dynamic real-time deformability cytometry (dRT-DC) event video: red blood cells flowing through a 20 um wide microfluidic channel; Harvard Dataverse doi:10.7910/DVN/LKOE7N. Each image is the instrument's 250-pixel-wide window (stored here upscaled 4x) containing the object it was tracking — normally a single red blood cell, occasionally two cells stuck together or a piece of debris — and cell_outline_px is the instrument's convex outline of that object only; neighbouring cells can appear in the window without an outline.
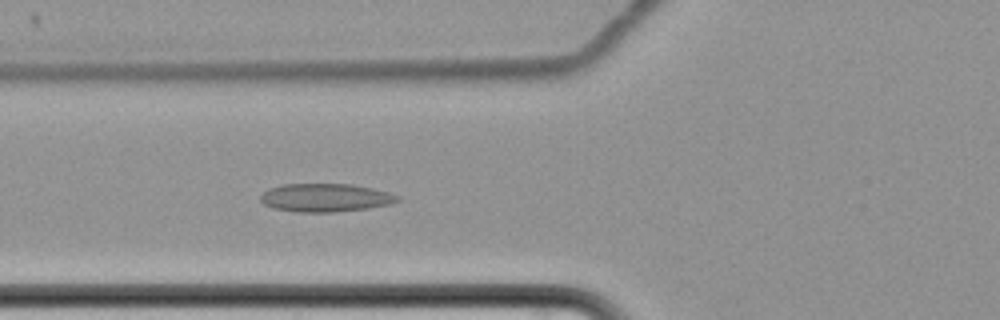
{"species": "common noctule bat (a hibernating species)", "species_latin": "Nyctalus noctula", "temperature_condition": "cold", "stored_images_in_passage": 49, "camera_frame_rate_fps": 3000, "um_per_image_px": 0.085, "animal": {"sex": "female", "body_mass_g": 22.7, "forearm_length_mm": 54.2}, "frame": {"image": 1, "passage_image": 12, "time_ms": 3.667, "image_size_px": [1000, 320], "cell_outline_px": [[400, 200], [392, 204], [368, 208], [336, 212], [296, 212], [272, 208], [264, 204], [260, 200], [260, 196], [268, 188], [284, 184], [352, 184], [372, 188], [388, 192], [400, 196]], "centroid_in_image_um": [27.66, 16.8], "position_along_channel_um": 98.1, "area_um2": 22.72}}
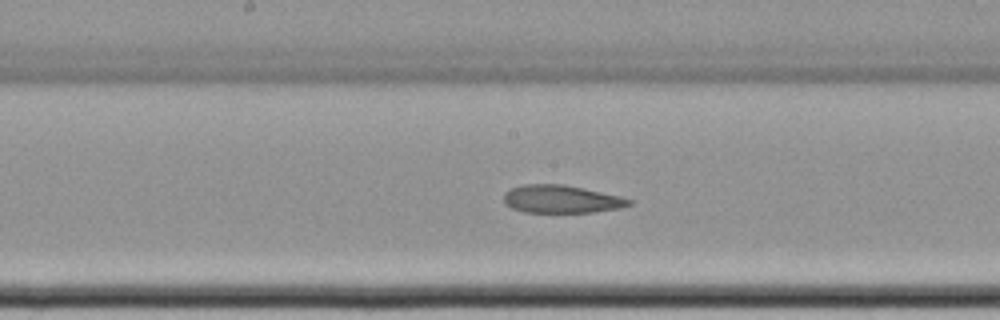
{"frame": {"image": 2, "passage_image": 21, "time_ms": 6.667, "image_size_px": [1000, 320], "cell_outline_px": [[632, 204], [620, 208], [596, 212], [524, 212], [512, 208], [504, 204], [504, 192], [512, 188], [524, 184], [564, 184], [584, 188], [620, 196], [632, 200]], "centroid_in_image_um": [47.71, 16.92], "position_along_channel_um": 200.5, "area_um2": 20.4}}
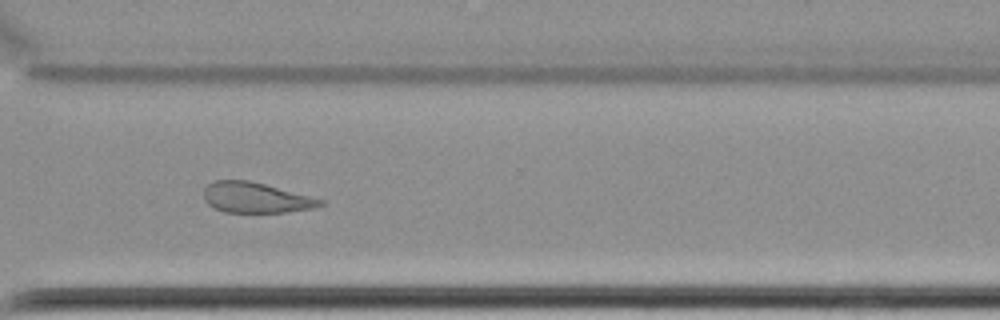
{"frame": {"image": 3, "passage_image": 34, "time_ms": 11.0, "image_size_px": [1000, 320], "cell_outline_px": [[324, 204], [312, 208], [284, 212], [224, 212], [208, 204], [204, 200], [204, 188], [212, 180], [248, 180], [264, 184], [324, 200]], "centroid_in_image_um": [21.69, 16.79], "position_along_channel_um": 348.9, "area_um2": 20.4}}